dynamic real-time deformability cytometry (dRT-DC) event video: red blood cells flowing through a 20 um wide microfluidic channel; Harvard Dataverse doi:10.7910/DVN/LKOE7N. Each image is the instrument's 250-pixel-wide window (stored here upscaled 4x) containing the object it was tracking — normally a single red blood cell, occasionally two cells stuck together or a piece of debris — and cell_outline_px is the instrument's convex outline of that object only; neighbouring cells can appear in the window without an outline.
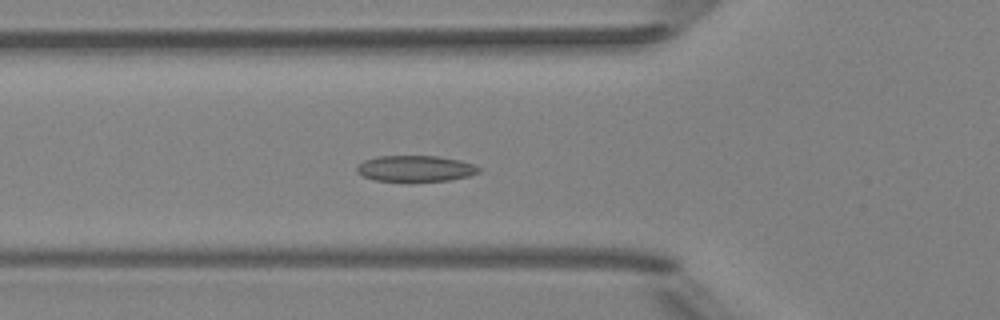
{"species": "Egyptian fruit bat (a non-hibernating species)", "species_latin": "Rousettus aegyptiacus", "temperature_condition": "room temperature", "stored_images_in_passage": 42, "segment_of_instrument_passage": [1, 2], "camera_frame_rate_fps": 3000, "um_per_image_px": 0.085, "animal": {"sex": "female"}, "frame": {"image": 1, "passage_image": 18, "time_ms": 5.667, "image_size_px": [1000, 320], "cell_outline_px": [[480, 172], [468, 176], [448, 180], [412, 184], [408, 184], [376, 180], [364, 176], [356, 172], [356, 168], [364, 160], [380, 156], [436, 156], [460, 160], [472, 164], [480, 168]], "centroid_in_image_um": [35.3, 14.37], "position_along_channel_um": 90.5, "area_um2": 19.13}}
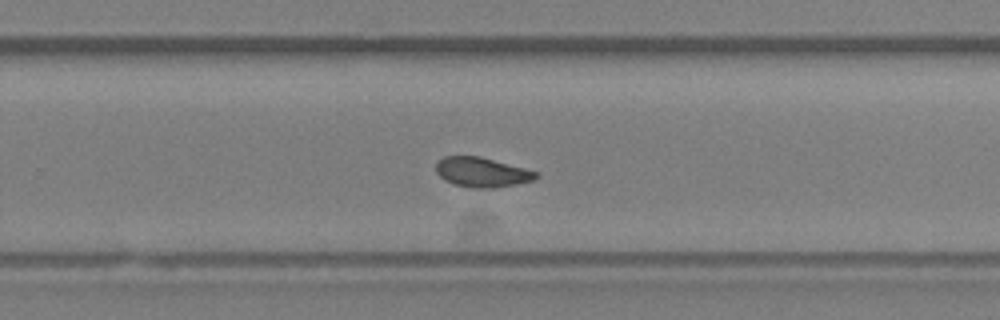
{"frame": {"image": 2, "passage_image": 33, "time_ms": 10.667, "image_size_px": [1000, 320], "cell_outline_px": [[540, 176], [532, 180], [516, 184], [496, 188], [472, 188], [456, 184], [444, 180], [436, 172], [436, 160], [444, 156], [480, 156], [524, 168], [536, 172]], "centroid_in_image_um": [40.93, 14.63], "position_along_channel_um": 288.9, "area_um2": 17.28}}
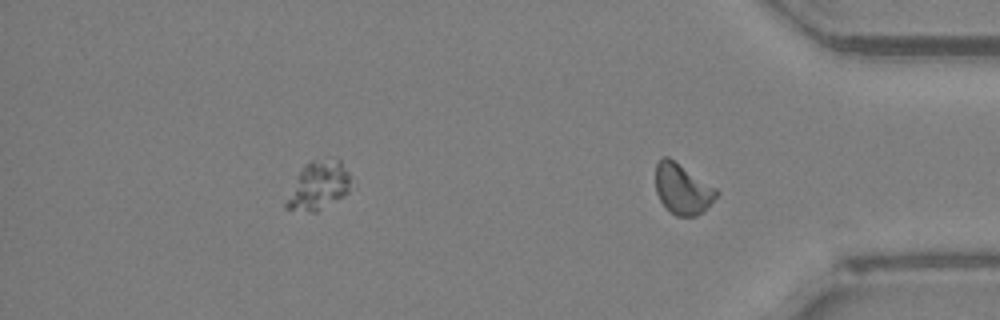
{"frame": {"image": 3, "passage_image": 40, "time_ms": 13.0, "image_size_px": [1000, 320], "cell_outline_px": [[356, 188], [344, 196], [316, 212], [312, 212], [284, 208], [284, 204], [304, 164], [312, 160], [340, 160], [348, 172]], "centroid_in_image_um": [27.15, 15.79], "position_along_channel_um": 408.1, "area_um2": 18.21}}